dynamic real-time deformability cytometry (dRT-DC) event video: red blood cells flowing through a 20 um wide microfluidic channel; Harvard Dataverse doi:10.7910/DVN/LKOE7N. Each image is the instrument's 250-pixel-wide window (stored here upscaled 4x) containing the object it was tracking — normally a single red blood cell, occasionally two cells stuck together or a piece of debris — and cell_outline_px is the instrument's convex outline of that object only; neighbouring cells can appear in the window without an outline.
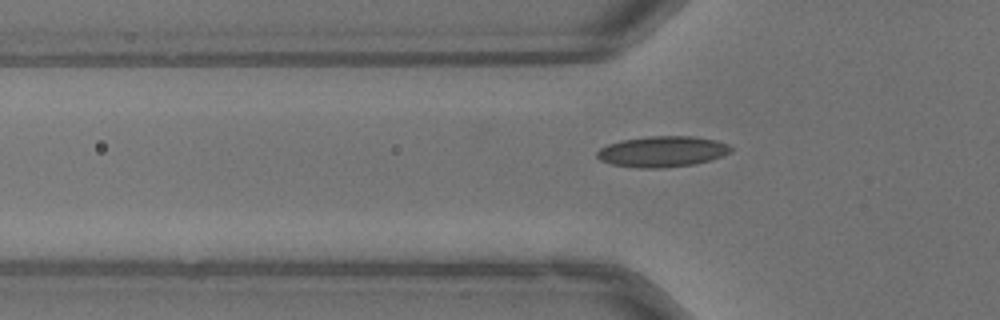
{"species": "common noctule bat (a hibernating species)", "species_latin": "Nyctalus noctula", "temperature_condition": "warm", "stored_images_in_passage": 4, "camera_frame_rate_fps": 3000, "um_per_image_px": 0.085, "animal": {"sex": "male", "body_mass_g": 13.3}, "frame": {"image": 1, "passage_image": 2, "time_ms": 0.333, "image_size_px": [1000, 320], "cell_outline_px": [[732, 152], [708, 160], [692, 164], [664, 168], [640, 168], [612, 164], [600, 160], [596, 156], [596, 152], [600, 148], [608, 144], [620, 140], [652, 136], [692, 136], [716, 140], [728, 144], [732, 148]], "centroid_in_image_um": [56.27, 12.88], "position_along_channel_um": 69.5, "area_um2": 23.93}}